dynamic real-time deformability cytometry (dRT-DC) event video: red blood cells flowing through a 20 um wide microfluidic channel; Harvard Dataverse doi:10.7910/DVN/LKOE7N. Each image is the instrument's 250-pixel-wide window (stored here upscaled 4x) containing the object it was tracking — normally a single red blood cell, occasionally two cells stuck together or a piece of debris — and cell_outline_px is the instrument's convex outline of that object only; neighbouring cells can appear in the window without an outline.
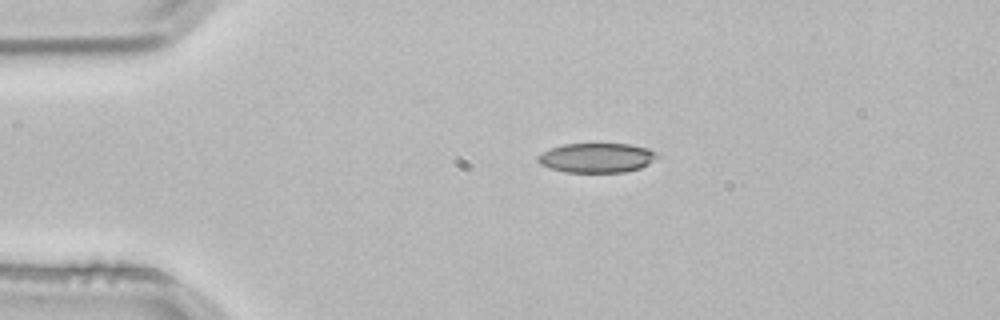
{"species": "common noctule bat (a hibernating species)", "species_latin": "Nyctalus noctula", "temperature_condition": "room temperature", "stored_images_in_passage": 4, "camera_frame_rate_fps": 3000, "um_per_image_px": 0.085, "animal": {"sex": "male", "body_mass_g": 21.5, "forearm_length_mm": 52.0}, "frame": {"image": 1, "passage_image": 4, "time_ms": 1.0, "image_size_px": [1000, 320], "cell_outline_px": [[660, 156], [648, 164], [640, 168], [624, 172], [564, 172], [540, 164], [536, 160], [536, 156], [540, 152], [564, 144], [628, 144], [648, 148], [660, 152]], "centroid_in_image_um": [50.74, 13.41], "position_along_channel_um": 34.3, "area_um2": 20.69}}